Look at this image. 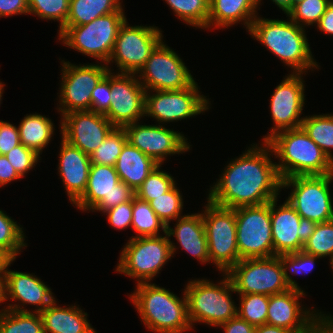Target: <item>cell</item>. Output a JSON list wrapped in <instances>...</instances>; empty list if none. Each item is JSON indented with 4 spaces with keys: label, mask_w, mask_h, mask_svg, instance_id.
Here are the masks:
<instances>
[{
    "label": "cell",
    "mask_w": 333,
    "mask_h": 333,
    "mask_svg": "<svg viewBox=\"0 0 333 333\" xmlns=\"http://www.w3.org/2000/svg\"><path fill=\"white\" fill-rule=\"evenodd\" d=\"M251 144L238 158L231 159L214 185L207 199L220 207L235 209L257 206L278 198L282 189L276 162L270 145Z\"/></svg>",
    "instance_id": "cell-1"
},
{
    "label": "cell",
    "mask_w": 333,
    "mask_h": 333,
    "mask_svg": "<svg viewBox=\"0 0 333 333\" xmlns=\"http://www.w3.org/2000/svg\"><path fill=\"white\" fill-rule=\"evenodd\" d=\"M247 32L291 68L292 73L306 75L308 70L320 69L313 58L305 28L298 26L289 17L287 20H279L257 16Z\"/></svg>",
    "instance_id": "cell-2"
},
{
    "label": "cell",
    "mask_w": 333,
    "mask_h": 333,
    "mask_svg": "<svg viewBox=\"0 0 333 333\" xmlns=\"http://www.w3.org/2000/svg\"><path fill=\"white\" fill-rule=\"evenodd\" d=\"M136 285L129 298L148 330L154 333H184L194 330L188 319L185 291L179 298L155 283L142 282Z\"/></svg>",
    "instance_id": "cell-3"
},
{
    "label": "cell",
    "mask_w": 333,
    "mask_h": 333,
    "mask_svg": "<svg viewBox=\"0 0 333 333\" xmlns=\"http://www.w3.org/2000/svg\"><path fill=\"white\" fill-rule=\"evenodd\" d=\"M274 154L282 179L292 176L333 174V161L317 146L302 127L275 133L266 141Z\"/></svg>",
    "instance_id": "cell-4"
},
{
    "label": "cell",
    "mask_w": 333,
    "mask_h": 333,
    "mask_svg": "<svg viewBox=\"0 0 333 333\" xmlns=\"http://www.w3.org/2000/svg\"><path fill=\"white\" fill-rule=\"evenodd\" d=\"M222 276L217 284L199 278L189 280L184 287L192 328L197 323L218 327L237 316V306L231 295L236 293L234 285L227 273Z\"/></svg>",
    "instance_id": "cell-5"
},
{
    "label": "cell",
    "mask_w": 333,
    "mask_h": 333,
    "mask_svg": "<svg viewBox=\"0 0 333 333\" xmlns=\"http://www.w3.org/2000/svg\"><path fill=\"white\" fill-rule=\"evenodd\" d=\"M123 7L96 18L85 25L63 26L58 30V39L68 49L107 64L115 46L120 27L126 21Z\"/></svg>",
    "instance_id": "cell-6"
},
{
    "label": "cell",
    "mask_w": 333,
    "mask_h": 333,
    "mask_svg": "<svg viewBox=\"0 0 333 333\" xmlns=\"http://www.w3.org/2000/svg\"><path fill=\"white\" fill-rule=\"evenodd\" d=\"M154 237L129 238L122 248L116 272L136 279L138 283L151 282L160 273L177 247L167 233Z\"/></svg>",
    "instance_id": "cell-7"
},
{
    "label": "cell",
    "mask_w": 333,
    "mask_h": 333,
    "mask_svg": "<svg viewBox=\"0 0 333 333\" xmlns=\"http://www.w3.org/2000/svg\"><path fill=\"white\" fill-rule=\"evenodd\" d=\"M304 292L289 289L270 295L266 324L287 329L292 333H320L323 329H333L331 314L302 306L299 300L306 296Z\"/></svg>",
    "instance_id": "cell-8"
},
{
    "label": "cell",
    "mask_w": 333,
    "mask_h": 333,
    "mask_svg": "<svg viewBox=\"0 0 333 333\" xmlns=\"http://www.w3.org/2000/svg\"><path fill=\"white\" fill-rule=\"evenodd\" d=\"M204 209L201 213L210 263L221 273H227L241 260L236 240L235 210L217 206L208 199Z\"/></svg>",
    "instance_id": "cell-9"
},
{
    "label": "cell",
    "mask_w": 333,
    "mask_h": 333,
    "mask_svg": "<svg viewBox=\"0 0 333 333\" xmlns=\"http://www.w3.org/2000/svg\"><path fill=\"white\" fill-rule=\"evenodd\" d=\"M331 182L333 174L292 176L282 179V189L291 188L286 201L301 218L323 223L333 220Z\"/></svg>",
    "instance_id": "cell-10"
},
{
    "label": "cell",
    "mask_w": 333,
    "mask_h": 333,
    "mask_svg": "<svg viewBox=\"0 0 333 333\" xmlns=\"http://www.w3.org/2000/svg\"><path fill=\"white\" fill-rule=\"evenodd\" d=\"M236 240L240 259L274 256L271 201L235 208Z\"/></svg>",
    "instance_id": "cell-11"
},
{
    "label": "cell",
    "mask_w": 333,
    "mask_h": 333,
    "mask_svg": "<svg viewBox=\"0 0 333 333\" xmlns=\"http://www.w3.org/2000/svg\"><path fill=\"white\" fill-rule=\"evenodd\" d=\"M61 83L57 110L61 117L73 111H91V92L111 70L105 63L72 64L61 60Z\"/></svg>",
    "instance_id": "cell-12"
},
{
    "label": "cell",
    "mask_w": 333,
    "mask_h": 333,
    "mask_svg": "<svg viewBox=\"0 0 333 333\" xmlns=\"http://www.w3.org/2000/svg\"><path fill=\"white\" fill-rule=\"evenodd\" d=\"M127 20L120 27L111 57L106 64L115 63L118 73L138 74L154 49L163 41L156 26H131Z\"/></svg>",
    "instance_id": "cell-13"
},
{
    "label": "cell",
    "mask_w": 333,
    "mask_h": 333,
    "mask_svg": "<svg viewBox=\"0 0 333 333\" xmlns=\"http://www.w3.org/2000/svg\"><path fill=\"white\" fill-rule=\"evenodd\" d=\"M236 294L274 295L290 289L278 256L240 260L228 272Z\"/></svg>",
    "instance_id": "cell-14"
},
{
    "label": "cell",
    "mask_w": 333,
    "mask_h": 333,
    "mask_svg": "<svg viewBox=\"0 0 333 333\" xmlns=\"http://www.w3.org/2000/svg\"><path fill=\"white\" fill-rule=\"evenodd\" d=\"M199 89L195 81L191 86L179 90L146 91L145 116L163 125L203 114L210 108L211 101L201 95Z\"/></svg>",
    "instance_id": "cell-15"
},
{
    "label": "cell",
    "mask_w": 333,
    "mask_h": 333,
    "mask_svg": "<svg viewBox=\"0 0 333 333\" xmlns=\"http://www.w3.org/2000/svg\"><path fill=\"white\" fill-rule=\"evenodd\" d=\"M165 42L151 53L137 77L146 91L179 90L195 80L185 62Z\"/></svg>",
    "instance_id": "cell-16"
},
{
    "label": "cell",
    "mask_w": 333,
    "mask_h": 333,
    "mask_svg": "<svg viewBox=\"0 0 333 333\" xmlns=\"http://www.w3.org/2000/svg\"><path fill=\"white\" fill-rule=\"evenodd\" d=\"M281 83L275 87L269 103L270 113L274 127L263 141H267L275 133L301 127L304 117L303 107L305 106V81L301 73H289ZM301 117V118H300Z\"/></svg>",
    "instance_id": "cell-17"
},
{
    "label": "cell",
    "mask_w": 333,
    "mask_h": 333,
    "mask_svg": "<svg viewBox=\"0 0 333 333\" xmlns=\"http://www.w3.org/2000/svg\"><path fill=\"white\" fill-rule=\"evenodd\" d=\"M123 128L127 142L159 165H163L168 156L185 154L191 150L192 145L182 132L167 128L165 125H142V123L135 122Z\"/></svg>",
    "instance_id": "cell-18"
},
{
    "label": "cell",
    "mask_w": 333,
    "mask_h": 333,
    "mask_svg": "<svg viewBox=\"0 0 333 333\" xmlns=\"http://www.w3.org/2000/svg\"><path fill=\"white\" fill-rule=\"evenodd\" d=\"M111 71L110 108L105 114L118 128H123L145 118V93L137 74L116 73Z\"/></svg>",
    "instance_id": "cell-19"
},
{
    "label": "cell",
    "mask_w": 333,
    "mask_h": 333,
    "mask_svg": "<svg viewBox=\"0 0 333 333\" xmlns=\"http://www.w3.org/2000/svg\"><path fill=\"white\" fill-rule=\"evenodd\" d=\"M15 259H9L3 270V302H16L4 306L3 309L30 312L25 305L35 306L31 312L40 313L49 306L56 297L52 289L36 275L8 269ZM20 303V304H19ZM25 306V307H24Z\"/></svg>",
    "instance_id": "cell-20"
},
{
    "label": "cell",
    "mask_w": 333,
    "mask_h": 333,
    "mask_svg": "<svg viewBox=\"0 0 333 333\" xmlns=\"http://www.w3.org/2000/svg\"><path fill=\"white\" fill-rule=\"evenodd\" d=\"M114 128L105 115L93 111H73L60 120L61 138L89 156Z\"/></svg>",
    "instance_id": "cell-21"
},
{
    "label": "cell",
    "mask_w": 333,
    "mask_h": 333,
    "mask_svg": "<svg viewBox=\"0 0 333 333\" xmlns=\"http://www.w3.org/2000/svg\"><path fill=\"white\" fill-rule=\"evenodd\" d=\"M58 176L62 179L69 201L73 204L87 186L91 166L90 156L61 138Z\"/></svg>",
    "instance_id": "cell-22"
},
{
    "label": "cell",
    "mask_w": 333,
    "mask_h": 333,
    "mask_svg": "<svg viewBox=\"0 0 333 333\" xmlns=\"http://www.w3.org/2000/svg\"><path fill=\"white\" fill-rule=\"evenodd\" d=\"M119 181L115 166L91 165L85 192L72 205L83 212L107 211L111 208V192Z\"/></svg>",
    "instance_id": "cell-23"
},
{
    "label": "cell",
    "mask_w": 333,
    "mask_h": 333,
    "mask_svg": "<svg viewBox=\"0 0 333 333\" xmlns=\"http://www.w3.org/2000/svg\"><path fill=\"white\" fill-rule=\"evenodd\" d=\"M278 198L271 200V233L274 256L295 253L303 249L300 241V215L286 200L277 206ZM278 207V208H277Z\"/></svg>",
    "instance_id": "cell-24"
},
{
    "label": "cell",
    "mask_w": 333,
    "mask_h": 333,
    "mask_svg": "<svg viewBox=\"0 0 333 333\" xmlns=\"http://www.w3.org/2000/svg\"><path fill=\"white\" fill-rule=\"evenodd\" d=\"M174 229L168 225L166 233L168 237H175L179 247L184 249L192 257L202 264L210 263L207 236L202 219V213L187 214L178 219Z\"/></svg>",
    "instance_id": "cell-25"
},
{
    "label": "cell",
    "mask_w": 333,
    "mask_h": 333,
    "mask_svg": "<svg viewBox=\"0 0 333 333\" xmlns=\"http://www.w3.org/2000/svg\"><path fill=\"white\" fill-rule=\"evenodd\" d=\"M259 9L258 0H209L208 29H228L243 22L249 31Z\"/></svg>",
    "instance_id": "cell-26"
},
{
    "label": "cell",
    "mask_w": 333,
    "mask_h": 333,
    "mask_svg": "<svg viewBox=\"0 0 333 333\" xmlns=\"http://www.w3.org/2000/svg\"><path fill=\"white\" fill-rule=\"evenodd\" d=\"M57 306L56 299L40 312L44 333H92L88 314L77 305Z\"/></svg>",
    "instance_id": "cell-27"
},
{
    "label": "cell",
    "mask_w": 333,
    "mask_h": 333,
    "mask_svg": "<svg viewBox=\"0 0 333 333\" xmlns=\"http://www.w3.org/2000/svg\"><path fill=\"white\" fill-rule=\"evenodd\" d=\"M158 166L159 164L152 158L127 142L117 159L115 169L120 181L136 192L148 175Z\"/></svg>",
    "instance_id": "cell-28"
},
{
    "label": "cell",
    "mask_w": 333,
    "mask_h": 333,
    "mask_svg": "<svg viewBox=\"0 0 333 333\" xmlns=\"http://www.w3.org/2000/svg\"><path fill=\"white\" fill-rule=\"evenodd\" d=\"M21 143L41 155L54 135V124L45 115L26 114L18 126Z\"/></svg>",
    "instance_id": "cell-29"
},
{
    "label": "cell",
    "mask_w": 333,
    "mask_h": 333,
    "mask_svg": "<svg viewBox=\"0 0 333 333\" xmlns=\"http://www.w3.org/2000/svg\"><path fill=\"white\" fill-rule=\"evenodd\" d=\"M121 0H69V13L64 26H79L90 23L98 17L117 12Z\"/></svg>",
    "instance_id": "cell-30"
},
{
    "label": "cell",
    "mask_w": 333,
    "mask_h": 333,
    "mask_svg": "<svg viewBox=\"0 0 333 333\" xmlns=\"http://www.w3.org/2000/svg\"><path fill=\"white\" fill-rule=\"evenodd\" d=\"M131 227L137 234L130 238L160 236V231L163 230L162 232L166 233L167 228L155 214L149 203L136 196L132 200Z\"/></svg>",
    "instance_id": "cell-31"
},
{
    "label": "cell",
    "mask_w": 333,
    "mask_h": 333,
    "mask_svg": "<svg viewBox=\"0 0 333 333\" xmlns=\"http://www.w3.org/2000/svg\"><path fill=\"white\" fill-rule=\"evenodd\" d=\"M301 127L326 156L333 161V114L304 116Z\"/></svg>",
    "instance_id": "cell-32"
},
{
    "label": "cell",
    "mask_w": 333,
    "mask_h": 333,
    "mask_svg": "<svg viewBox=\"0 0 333 333\" xmlns=\"http://www.w3.org/2000/svg\"><path fill=\"white\" fill-rule=\"evenodd\" d=\"M0 333H44L40 313L0 310Z\"/></svg>",
    "instance_id": "cell-33"
},
{
    "label": "cell",
    "mask_w": 333,
    "mask_h": 333,
    "mask_svg": "<svg viewBox=\"0 0 333 333\" xmlns=\"http://www.w3.org/2000/svg\"><path fill=\"white\" fill-rule=\"evenodd\" d=\"M174 15L188 26L208 29L209 0H164Z\"/></svg>",
    "instance_id": "cell-34"
},
{
    "label": "cell",
    "mask_w": 333,
    "mask_h": 333,
    "mask_svg": "<svg viewBox=\"0 0 333 333\" xmlns=\"http://www.w3.org/2000/svg\"><path fill=\"white\" fill-rule=\"evenodd\" d=\"M0 209V251L9 259H15L27 247L23 227Z\"/></svg>",
    "instance_id": "cell-35"
},
{
    "label": "cell",
    "mask_w": 333,
    "mask_h": 333,
    "mask_svg": "<svg viewBox=\"0 0 333 333\" xmlns=\"http://www.w3.org/2000/svg\"><path fill=\"white\" fill-rule=\"evenodd\" d=\"M126 143L127 136L124 128L115 127L103 143L90 155L91 165L115 166Z\"/></svg>",
    "instance_id": "cell-36"
},
{
    "label": "cell",
    "mask_w": 333,
    "mask_h": 333,
    "mask_svg": "<svg viewBox=\"0 0 333 333\" xmlns=\"http://www.w3.org/2000/svg\"><path fill=\"white\" fill-rule=\"evenodd\" d=\"M237 315L257 327L266 324L269 296L263 294H238Z\"/></svg>",
    "instance_id": "cell-37"
},
{
    "label": "cell",
    "mask_w": 333,
    "mask_h": 333,
    "mask_svg": "<svg viewBox=\"0 0 333 333\" xmlns=\"http://www.w3.org/2000/svg\"><path fill=\"white\" fill-rule=\"evenodd\" d=\"M177 183L164 195L155 197V199L149 201V205L160 218V220L166 225H170L171 221L184 216L182 214L184 201Z\"/></svg>",
    "instance_id": "cell-38"
},
{
    "label": "cell",
    "mask_w": 333,
    "mask_h": 333,
    "mask_svg": "<svg viewBox=\"0 0 333 333\" xmlns=\"http://www.w3.org/2000/svg\"><path fill=\"white\" fill-rule=\"evenodd\" d=\"M278 258L280 259L283 268L285 281L287 282L290 289H298L301 291L304 290L298 285V283L294 279H292V277L287 271L290 270V273L295 275L301 273L308 274L312 272L315 261L317 259H321L320 257L308 254L303 250L295 253L278 255Z\"/></svg>",
    "instance_id": "cell-39"
},
{
    "label": "cell",
    "mask_w": 333,
    "mask_h": 333,
    "mask_svg": "<svg viewBox=\"0 0 333 333\" xmlns=\"http://www.w3.org/2000/svg\"><path fill=\"white\" fill-rule=\"evenodd\" d=\"M304 252L333 262V220L317 223L314 233L304 243Z\"/></svg>",
    "instance_id": "cell-40"
},
{
    "label": "cell",
    "mask_w": 333,
    "mask_h": 333,
    "mask_svg": "<svg viewBox=\"0 0 333 333\" xmlns=\"http://www.w3.org/2000/svg\"><path fill=\"white\" fill-rule=\"evenodd\" d=\"M161 167L162 166L159 165L148 175L135 192L136 197L149 202L155 199V197L164 195L176 184L174 177L165 170H160Z\"/></svg>",
    "instance_id": "cell-41"
},
{
    "label": "cell",
    "mask_w": 333,
    "mask_h": 333,
    "mask_svg": "<svg viewBox=\"0 0 333 333\" xmlns=\"http://www.w3.org/2000/svg\"><path fill=\"white\" fill-rule=\"evenodd\" d=\"M331 1L333 0H303L295 4L286 17L302 28L315 26Z\"/></svg>",
    "instance_id": "cell-42"
},
{
    "label": "cell",
    "mask_w": 333,
    "mask_h": 333,
    "mask_svg": "<svg viewBox=\"0 0 333 333\" xmlns=\"http://www.w3.org/2000/svg\"><path fill=\"white\" fill-rule=\"evenodd\" d=\"M29 14L59 22V30L66 24L69 0H28Z\"/></svg>",
    "instance_id": "cell-43"
},
{
    "label": "cell",
    "mask_w": 333,
    "mask_h": 333,
    "mask_svg": "<svg viewBox=\"0 0 333 333\" xmlns=\"http://www.w3.org/2000/svg\"><path fill=\"white\" fill-rule=\"evenodd\" d=\"M4 156L21 178L35 168L36 164L41 160L39 154L28 147H25L22 143L14 147Z\"/></svg>",
    "instance_id": "cell-44"
},
{
    "label": "cell",
    "mask_w": 333,
    "mask_h": 333,
    "mask_svg": "<svg viewBox=\"0 0 333 333\" xmlns=\"http://www.w3.org/2000/svg\"><path fill=\"white\" fill-rule=\"evenodd\" d=\"M111 71L98 82L91 92V111L105 115L110 108Z\"/></svg>",
    "instance_id": "cell-45"
},
{
    "label": "cell",
    "mask_w": 333,
    "mask_h": 333,
    "mask_svg": "<svg viewBox=\"0 0 333 333\" xmlns=\"http://www.w3.org/2000/svg\"><path fill=\"white\" fill-rule=\"evenodd\" d=\"M106 213V214H105ZM107 215L109 225L117 230H124L131 227L132 223V200L121 203L103 212Z\"/></svg>",
    "instance_id": "cell-46"
},
{
    "label": "cell",
    "mask_w": 333,
    "mask_h": 333,
    "mask_svg": "<svg viewBox=\"0 0 333 333\" xmlns=\"http://www.w3.org/2000/svg\"><path fill=\"white\" fill-rule=\"evenodd\" d=\"M19 144L21 141L18 127L0 120V155H6Z\"/></svg>",
    "instance_id": "cell-47"
},
{
    "label": "cell",
    "mask_w": 333,
    "mask_h": 333,
    "mask_svg": "<svg viewBox=\"0 0 333 333\" xmlns=\"http://www.w3.org/2000/svg\"><path fill=\"white\" fill-rule=\"evenodd\" d=\"M28 15V0H0V17Z\"/></svg>",
    "instance_id": "cell-48"
},
{
    "label": "cell",
    "mask_w": 333,
    "mask_h": 333,
    "mask_svg": "<svg viewBox=\"0 0 333 333\" xmlns=\"http://www.w3.org/2000/svg\"><path fill=\"white\" fill-rule=\"evenodd\" d=\"M136 196L135 191L126 185L124 182L119 181L116 184V188L111 192V208L133 200V198Z\"/></svg>",
    "instance_id": "cell-49"
},
{
    "label": "cell",
    "mask_w": 333,
    "mask_h": 333,
    "mask_svg": "<svg viewBox=\"0 0 333 333\" xmlns=\"http://www.w3.org/2000/svg\"><path fill=\"white\" fill-rule=\"evenodd\" d=\"M218 327L225 333H254L255 327L240 318L238 315L229 321L220 324Z\"/></svg>",
    "instance_id": "cell-50"
},
{
    "label": "cell",
    "mask_w": 333,
    "mask_h": 333,
    "mask_svg": "<svg viewBox=\"0 0 333 333\" xmlns=\"http://www.w3.org/2000/svg\"><path fill=\"white\" fill-rule=\"evenodd\" d=\"M19 179H21V177L9 163L7 158L4 155H0V188Z\"/></svg>",
    "instance_id": "cell-51"
},
{
    "label": "cell",
    "mask_w": 333,
    "mask_h": 333,
    "mask_svg": "<svg viewBox=\"0 0 333 333\" xmlns=\"http://www.w3.org/2000/svg\"><path fill=\"white\" fill-rule=\"evenodd\" d=\"M316 28L320 30L321 33L333 35V1L327 5L325 13L320 18Z\"/></svg>",
    "instance_id": "cell-52"
},
{
    "label": "cell",
    "mask_w": 333,
    "mask_h": 333,
    "mask_svg": "<svg viewBox=\"0 0 333 333\" xmlns=\"http://www.w3.org/2000/svg\"><path fill=\"white\" fill-rule=\"evenodd\" d=\"M317 223L309 219L301 218L298 230L300 231V241L304 244L314 233Z\"/></svg>",
    "instance_id": "cell-53"
},
{
    "label": "cell",
    "mask_w": 333,
    "mask_h": 333,
    "mask_svg": "<svg viewBox=\"0 0 333 333\" xmlns=\"http://www.w3.org/2000/svg\"><path fill=\"white\" fill-rule=\"evenodd\" d=\"M254 333H292V332L281 327L272 326L269 324H263L261 326L255 327Z\"/></svg>",
    "instance_id": "cell-54"
},
{
    "label": "cell",
    "mask_w": 333,
    "mask_h": 333,
    "mask_svg": "<svg viewBox=\"0 0 333 333\" xmlns=\"http://www.w3.org/2000/svg\"><path fill=\"white\" fill-rule=\"evenodd\" d=\"M280 10L287 15V13L293 8V0H271ZM261 5V0H258V6Z\"/></svg>",
    "instance_id": "cell-55"
},
{
    "label": "cell",
    "mask_w": 333,
    "mask_h": 333,
    "mask_svg": "<svg viewBox=\"0 0 333 333\" xmlns=\"http://www.w3.org/2000/svg\"><path fill=\"white\" fill-rule=\"evenodd\" d=\"M9 260V258L0 251V270H4L5 264L7 263V261Z\"/></svg>",
    "instance_id": "cell-56"
},
{
    "label": "cell",
    "mask_w": 333,
    "mask_h": 333,
    "mask_svg": "<svg viewBox=\"0 0 333 333\" xmlns=\"http://www.w3.org/2000/svg\"><path fill=\"white\" fill-rule=\"evenodd\" d=\"M3 303V270H0V304Z\"/></svg>",
    "instance_id": "cell-57"
},
{
    "label": "cell",
    "mask_w": 333,
    "mask_h": 333,
    "mask_svg": "<svg viewBox=\"0 0 333 333\" xmlns=\"http://www.w3.org/2000/svg\"><path fill=\"white\" fill-rule=\"evenodd\" d=\"M4 86H5V84H4V82L2 83L1 81H0V105H1V101H2V97H3V91H4Z\"/></svg>",
    "instance_id": "cell-58"
},
{
    "label": "cell",
    "mask_w": 333,
    "mask_h": 333,
    "mask_svg": "<svg viewBox=\"0 0 333 333\" xmlns=\"http://www.w3.org/2000/svg\"><path fill=\"white\" fill-rule=\"evenodd\" d=\"M320 333H333V329H323Z\"/></svg>",
    "instance_id": "cell-59"
},
{
    "label": "cell",
    "mask_w": 333,
    "mask_h": 333,
    "mask_svg": "<svg viewBox=\"0 0 333 333\" xmlns=\"http://www.w3.org/2000/svg\"><path fill=\"white\" fill-rule=\"evenodd\" d=\"M301 1H303V0H293V6H294L295 4L301 2Z\"/></svg>",
    "instance_id": "cell-60"
},
{
    "label": "cell",
    "mask_w": 333,
    "mask_h": 333,
    "mask_svg": "<svg viewBox=\"0 0 333 333\" xmlns=\"http://www.w3.org/2000/svg\"><path fill=\"white\" fill-rule=\"evenodd\" d=\"M330 263V266L332 267V271H333V262H329Z\"/></svg>",
    "instance_id": "cell-61"
}]
</instances>
